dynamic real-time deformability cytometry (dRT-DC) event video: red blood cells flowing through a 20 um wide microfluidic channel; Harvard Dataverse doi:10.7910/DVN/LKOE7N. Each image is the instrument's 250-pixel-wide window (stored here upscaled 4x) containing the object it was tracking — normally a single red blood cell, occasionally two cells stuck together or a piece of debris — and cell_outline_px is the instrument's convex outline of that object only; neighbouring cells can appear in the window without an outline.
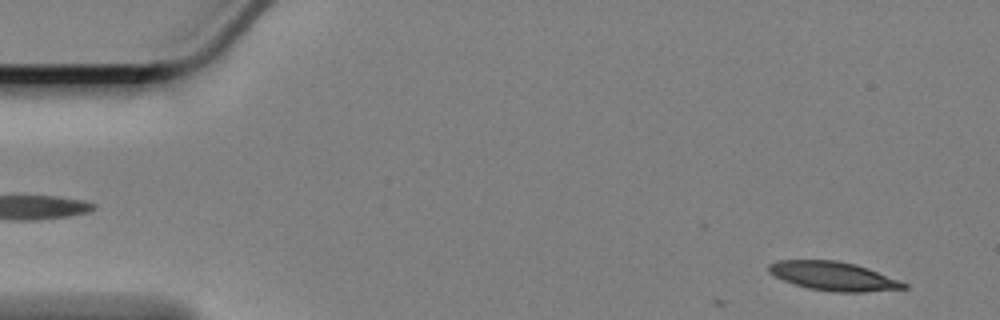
{"species": "Egyptian fruit bat (a non-hibernating species)", "species_latin": "Rousettus aegyptiacus", "temperature_condition": "cold", "stored_images_in_passage": 6, "camera_frame_rate_fps": 3000, "um_per_image_px": 0.085, "animal": {"sex": "female"}, "frame": {"image": 1, "passage_image": 3, "time_ms": 0.667, "image_size_px": [1000, 320], "cell_outline_px": [[908, 288], [864, 292], [832, 292], [808, 288], [784, 280], [768, 272], [768, 264], [780, 260], [836, 260], [856, 264], [868, 268], [908, 284]], "centroid_in_image_um": [70.85, 23.47], "position_along_channel_um": 14.2, "area_um2": 22.54}}